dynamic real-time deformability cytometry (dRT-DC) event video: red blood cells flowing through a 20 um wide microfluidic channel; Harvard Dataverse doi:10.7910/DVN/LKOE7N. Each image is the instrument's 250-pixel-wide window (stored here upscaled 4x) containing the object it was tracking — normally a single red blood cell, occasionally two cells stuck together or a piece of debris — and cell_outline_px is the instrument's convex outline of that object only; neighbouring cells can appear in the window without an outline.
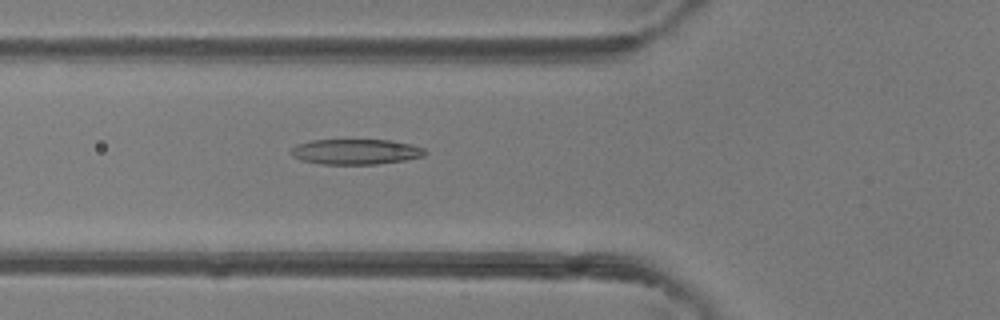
{"species": "common noctule bat (a hibernating species)", "species_latin": "Nyctalus noctula", "temperature_condition": "room temperature", "stored_images_in_passage": 46, "camera_frame_rate_fps": 3000, "um_per_image_px": 0.085, "animal": {"sex": "female"}, "frame": {"image": 1, "passage_image": 17, "time_ms": 5.333, "image_size_px": [1000, 320], "cell_outline_px": [[428, 152], [424, 156], [404, 160], [376, 164], [320, 164], [300, 160], [292, 156], [288, 152], [296, 144], [312, 140], [392, 140], [412, 144], [424, 148]], "centroid_in_image_um": [30.22, 12.89], "position_along_channel_um": 95.6, "area_um2": 20.0}}
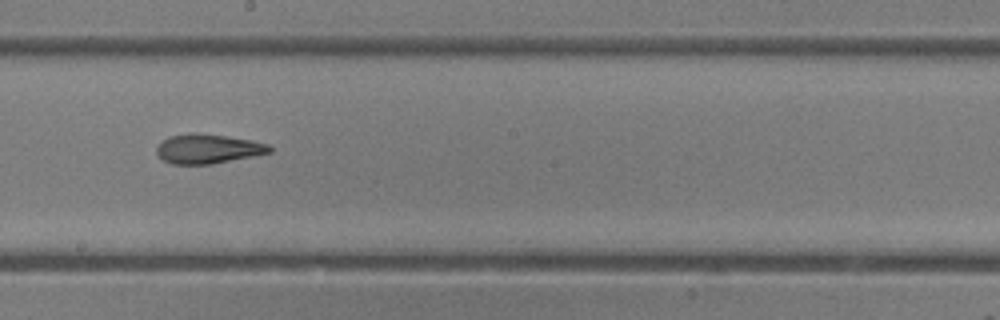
{"frame": {"image": 2, "passage_image": 26, "time_ms": 8.333, "image_size_px": [1000, 320], "cell_outline_px": [[272, 152], [212, 164], [172, 164], [164, 160], [156, 152], [156, 144], [168, 136], [192, 132], [196, 132], [252, 140], [268, 144], [272, 148]], "centroid_in_image_um": [17.64, 12.64], "position_along_channel_um": 230.6, "area_um2": 19.42}}
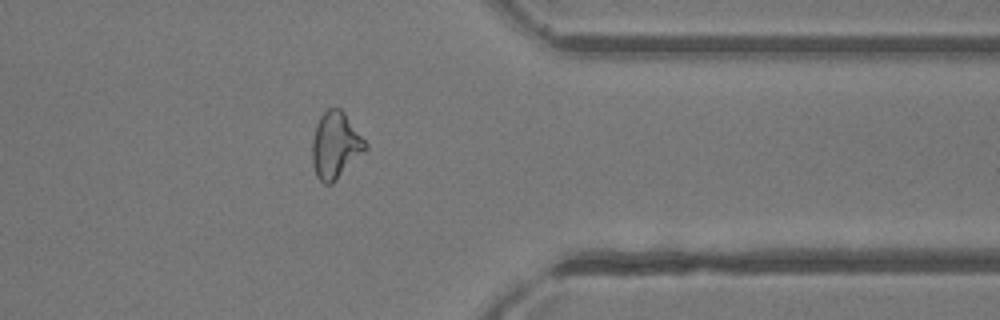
{"frame": {"image": 3, "passage_image": 37, "time_ms": 12.0, "image_size_px": [1000, 320], "cell_outline_px": [[368, 148], [332, 184], [324, 184], [316, 176], [312, 164], [312, 140], [316, 124], [320, 116], [328, 108], [340, 108], [344, 112], [368, 144]], "centroid_in_image_um": [28.5, 12.35], "position_along_channel_um": 382.9, "area_um2": 20.63}, "authors_computed_cell_mechanics": {"area_um2": 20.808, "velocity_mm_per_s": 4.4664, "shape_relaxation_time_tau1_ms": 5.4286, "shape_relaxation_time_tau2_ms": 1.8451, "deformation_change_tau1": 0.1947, "deformation_change_tau2": 0.1068}}